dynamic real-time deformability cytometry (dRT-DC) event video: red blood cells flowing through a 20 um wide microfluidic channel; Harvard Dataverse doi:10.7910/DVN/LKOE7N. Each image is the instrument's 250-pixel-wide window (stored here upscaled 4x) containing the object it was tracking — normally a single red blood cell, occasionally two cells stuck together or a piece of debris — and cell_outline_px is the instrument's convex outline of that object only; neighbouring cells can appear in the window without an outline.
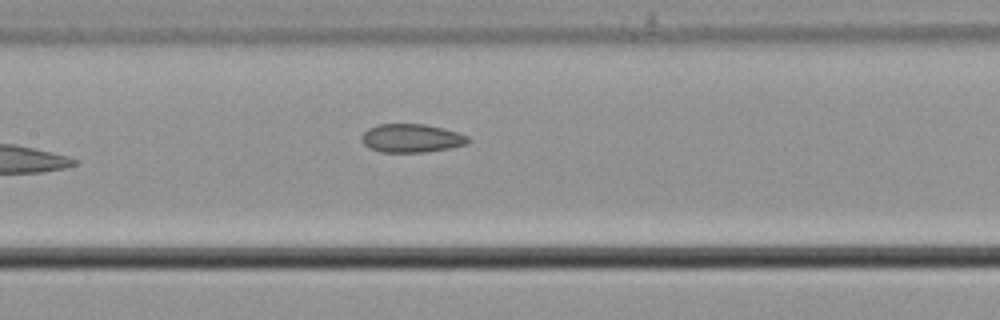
{"species": "common noctule bat (a hibernating species)", "species_latin": "Nyctalus noctula", "temperature_condition": "cold", "stored_images_in_passage": 9, "camera_frame_rate_fps": 3000, "um_per_image_px": 0.085, "animal": {"sex": "male", "body_mass_g": 21.5, "forearm_length_mm": 52.0}, "frame": {"image": 1, "passage_image": 9, "time_ms": 2.667, "image_size_px": [1000, 320], "cell_outline_px": [[472, 140], [464, 144], [448, 148], [424, 152], [380, 152], [368, 148], [364, 144], [364, 132], [368, 128], [380, 124], [424, 124], [444, 128], [468, 136]], "centroid_in_image_um": [34.99, 11.74], "position_along_channel_um": 172.4, "area_um2": 17.46}}